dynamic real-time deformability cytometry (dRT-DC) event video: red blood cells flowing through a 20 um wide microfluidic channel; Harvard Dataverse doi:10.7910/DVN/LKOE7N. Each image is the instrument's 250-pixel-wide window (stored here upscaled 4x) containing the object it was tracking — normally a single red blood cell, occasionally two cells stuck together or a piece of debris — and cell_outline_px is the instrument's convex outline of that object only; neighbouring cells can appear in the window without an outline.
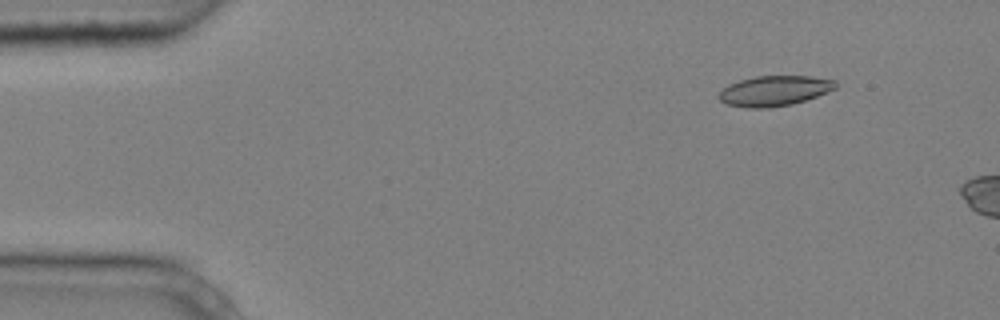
{"species": "common noctule bat (a hibernating species)", "species_latin": "Nyctalus noctula", "temperature_condition": "cold", "stored_images_in_passage": 3, "camera_frame_rate_fps": 3000, "um_per_image_px": 0.085, "animal": {"sex": "male", "body_mass_g": 20.4}, "frame": {"image": 1, "passage_image": 2, "time_ms": 0.333, "image_size_px": [1000, 320], "cell_outline_px": [[836, 88], [816, 96], [792, 104], [768, 108], [748, 108], [724, 104], [716, 96], [728, 84], [740, 80], [756, 76], [812, 76], [836, 80]], "centroid_in_image_um": [65.78, 7.72], "position_along_channel_um": 19.2, "area_um2": 20.58}}